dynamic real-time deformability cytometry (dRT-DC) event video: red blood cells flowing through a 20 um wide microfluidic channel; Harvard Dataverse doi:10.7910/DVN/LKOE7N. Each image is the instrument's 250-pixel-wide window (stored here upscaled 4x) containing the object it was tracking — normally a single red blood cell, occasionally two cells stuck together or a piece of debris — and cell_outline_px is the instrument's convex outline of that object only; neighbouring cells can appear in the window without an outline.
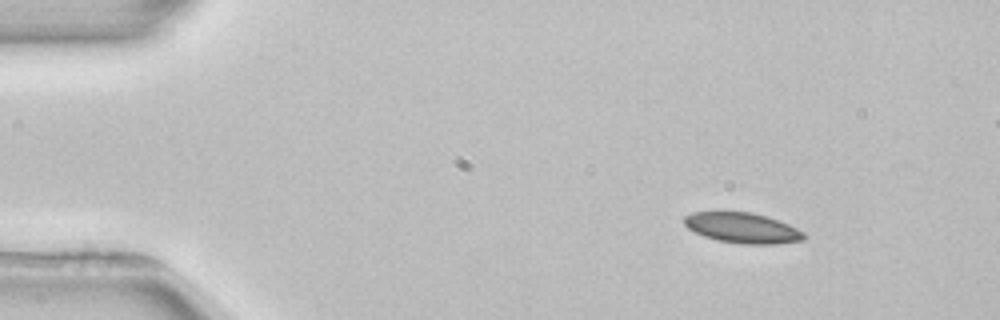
{"species": "common noctule bat (a hibernating species)", "species_latin": "Nyctalus noctula", "temperature_condition": "room temperature", "stored_images_in_passage": 2, "camera_frame_rate_fps": 3000, "um_per_image_px": 0.085, "animal": {"sex": "female", "body_mass_g": 22.7, "forearm_length_mm": 54.2}, "frame": {"image": 1, "passage_image": 1, "time_ms": 0.0, "image_size_px": [1000, 320], "cell_outline_px": [[804, 240], [776, 244], [740, 244], [716, 240], [704, 236], [688, 228], [684, 224], [684, 216], [692, 212], [752, 212], [788, 224], [804, 232]], "centroid_in_image_um": [63.09, 19.38], "position_along_channel_um": 21.9, "area_um2": 21.04}}